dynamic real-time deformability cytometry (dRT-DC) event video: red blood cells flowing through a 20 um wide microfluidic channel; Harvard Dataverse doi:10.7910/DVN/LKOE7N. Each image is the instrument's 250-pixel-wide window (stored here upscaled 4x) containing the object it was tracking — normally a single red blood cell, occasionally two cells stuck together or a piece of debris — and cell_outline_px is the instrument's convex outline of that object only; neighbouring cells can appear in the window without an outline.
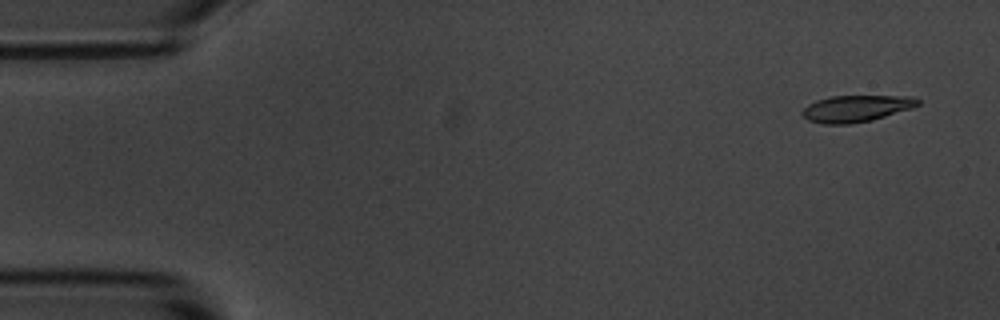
{"species": "common noctule bat (a hibernating species)", "species_latin": "Nyctalus noctula", "temperature_condition": "room temperature", "stored_images_in_passage": 4, "camera_frame_rate_fps": 3000, "um_per_image_px": 0.085, "animal": {"sex": "male", "body_mass_g": 20.1, "forearm_length_mm": 53.5}, "frame": {"image": 1, "passage_image": 1, "time_ms": 0.0, "image_size_px": [1000, 320], "cell_outline_px": [[920, 104], [912, 108], [872, 120], [848, 124], [824, 124], [808, 120], [800, 112], [808, 104], [816, 100], [832, 96], [916, 96], [920, 100]], "centroid_in_image_um": [72.79, 9.22], "position_along_channel_um": 12.2, "area_um2": 17.98}}
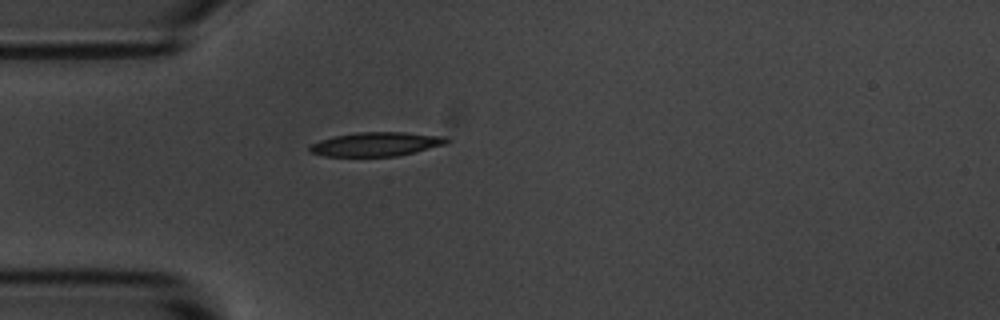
{"frame": {"image": 2, "passage_image": 4, "time_ms": 4.0, "image_size_px": [1000, 320], "cell_outline_px": [[452, 140], [444, 144], [396, 156], [324, 156], [308, 152], [308, 148], [312, 144], [320, 140], [336, 136], [356, 132], [404, 132], [448, 136]], "centroid_in_image_um": [31.98, 12.24], "position_along_channel_um": 53.0, "area_um2": 19.07}}